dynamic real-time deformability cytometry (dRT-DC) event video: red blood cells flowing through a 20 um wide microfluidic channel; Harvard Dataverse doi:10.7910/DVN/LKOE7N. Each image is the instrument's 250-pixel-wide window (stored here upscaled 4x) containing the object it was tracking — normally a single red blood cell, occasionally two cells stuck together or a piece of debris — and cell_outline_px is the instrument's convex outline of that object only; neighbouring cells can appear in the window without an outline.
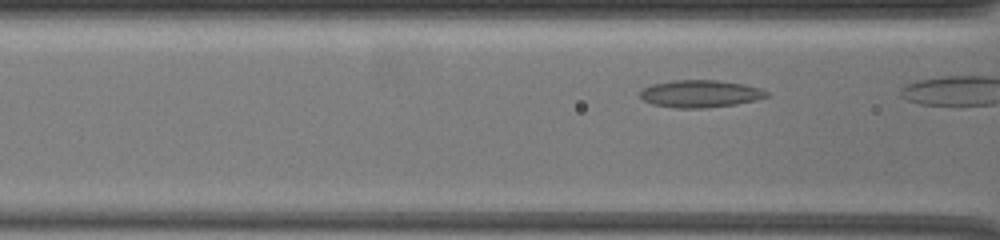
{"species": "common noctule bat (a hibernating species)", "species_latin": "Nyctalus noctula", "temperature_condition": "warm", "stored_images_in_passage": 8, "camera_frame_rate_fps": 3000, "um_per_image_px": 0.085, "animal": {"sex": "female", "body_mass_g": 19.5, "forearm_length_mm": 54.1}, "frame": {"image": 1, "passage_image": 7, "time_ms": 2.0, "image_size_px": [1000, 240], "cell_outline_px": [[768, 96], [756, 100], [736, 104], [700, 108], [676, 108], [652, 104], [644, 100], [640, 96], [640, 92], [644, 88], [652, 84], [672, 80], [716, 80], [744, 84], [760, 88], [768, 92]], "centroid_in_image_um": [59.52, 7.96], "position_along_channel_um": 107.1, "area_um2": 20.06}}